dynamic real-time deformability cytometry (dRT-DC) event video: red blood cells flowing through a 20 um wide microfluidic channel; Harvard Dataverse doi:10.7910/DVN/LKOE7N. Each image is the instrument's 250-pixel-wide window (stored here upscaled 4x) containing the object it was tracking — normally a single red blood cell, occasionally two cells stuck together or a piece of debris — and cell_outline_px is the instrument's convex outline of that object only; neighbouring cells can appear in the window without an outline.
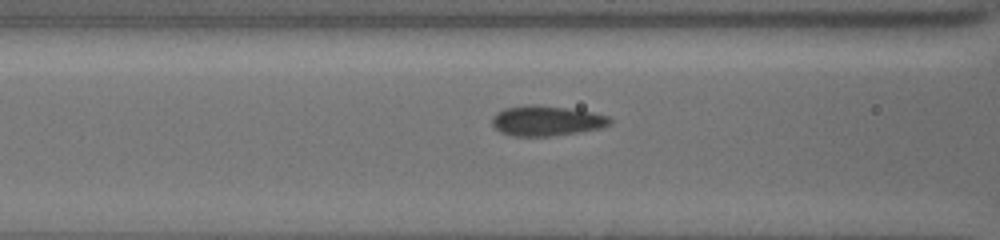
{"species": "common noctule bat (a hibernating species)", "species_latin": "Nyctalus noctula", "temperature_condition": "cold", "stored_images_in_passage": 13, "camera_frame_rate_fps": 3000, "um_per_image_px": 0.085, "animal": {"sex": "female", "body_mass_g": 19.5, "forearm_length_mm": 54.1}, "frame": {"image": 1, "passage_image": 11, "time_ms": 3.333, "image_size_px": [1000, 240], "cell_outline_px": [[612, 120], [608, 124], [600, 128], [576, 132], [548, 136], [512, 136], [500, 132], [492, 124], [492, 116], [496, 112], [504, 108], [528, 104], [536, 104], [568, 108], [592, 112], [608, 116]], "centroid_in_image_um": [46.39, 10.25], "position_along_channel_um": 120.2, "area_um2": 20.63}}